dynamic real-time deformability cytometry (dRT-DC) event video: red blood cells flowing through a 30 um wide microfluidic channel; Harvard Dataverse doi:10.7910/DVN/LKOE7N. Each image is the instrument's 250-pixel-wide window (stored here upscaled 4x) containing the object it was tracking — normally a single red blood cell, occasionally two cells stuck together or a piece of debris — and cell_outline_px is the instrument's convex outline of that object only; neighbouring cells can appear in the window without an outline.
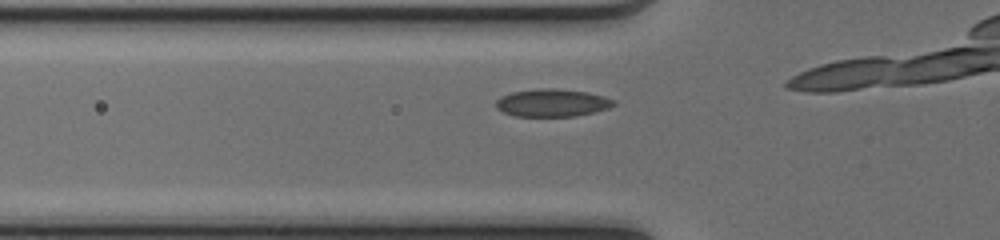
{"species": "common noctule bat (a hibernating species)", "species_latin": "Nyctalus noctula", "temperature_condition": "cold", "stored_images_in_passage": 7, "camera_frame_rate_fps": 3000, "um_per_image_px": 0.085, "animal": {"sex": "female", "body_mass_g": 17.0, "forearm_length_mm": 48.0}, "frame": {"image": 1, "passage_image": 3, "time_ms": 0.667, "image_size_px": [1000, 240], "cell_outline_px": [[616, 104], [608, 108], [576, 116], [516, 116], [504, 112], [496, 108], [496, 100], [500, 96], [512, 92], [540, 88], [556, 88], [588, 92], [604, 96], [616, 100]], "centroid_in_image_um": [46.94, 8.73], "position_along_channel_um": 78.9, "area_um2": 19.02}}
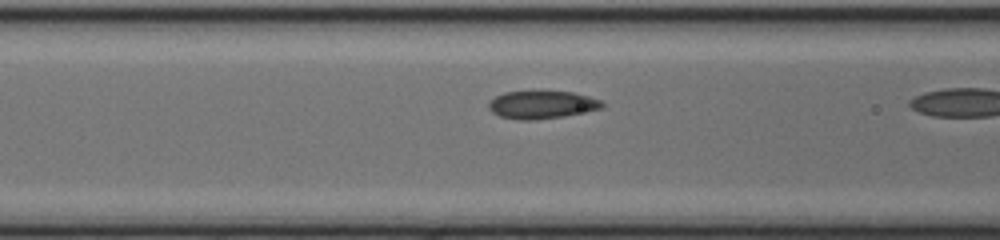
{"frame": {"image": 2, "passage_image": 6, "time_ms": 1.667, "image_size_px": [1000, 240], "cell_outline_px": [[604, 108], [564, 116], [536, 120], [520, 120], [500, 116], [492, 112], [488, 108], [488, 100], [504, 92], [572, 92], [588, 96], [600, 100], [604, 104]], "centroid_in_image_um": [46.04, 8.91], "position_along_channel_um": 120.6, "area_um2": 18.32}}